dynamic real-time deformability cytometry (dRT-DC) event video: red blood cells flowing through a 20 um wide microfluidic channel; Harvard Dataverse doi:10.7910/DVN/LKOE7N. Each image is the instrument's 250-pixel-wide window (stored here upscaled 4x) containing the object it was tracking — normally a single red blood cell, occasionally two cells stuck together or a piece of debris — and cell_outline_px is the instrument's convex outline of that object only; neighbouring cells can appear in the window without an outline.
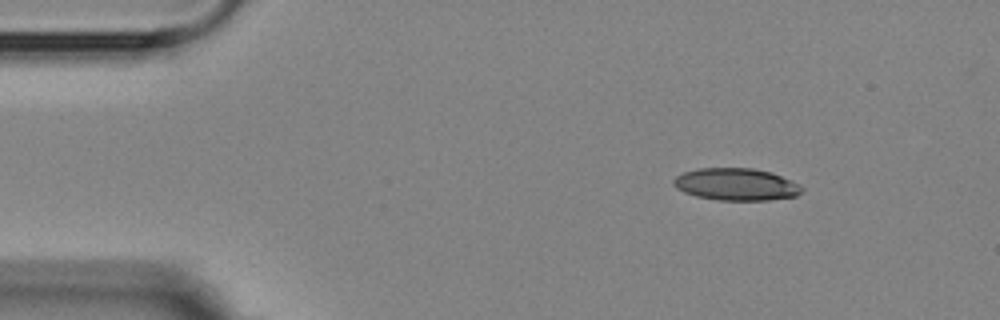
{"species": "Egyptian fruit bat (a non-hibernating species)", "species_latin": "Rousettus aegyptiacus", "temperature_condition": "room temperature", "stored_images_in_passage": 4, "segment_of_instrument_passage": [1, 2], "camera_frame_rate_fps": 3000, "um_per_image_px": 0.085, "animal": {"sex": "female"}, "frame": {"image": 1, "passage_image": 1, "time_ms": 0.0, "image_size_px": [1000, 320], "cell_outline_px": [[804, 192], [796, 196], [768, 200], [720, 200], [696, 196], [684, 192], [676, 188], [672, 184], [672, 180], [676, 176], [684, 172], [696, 168], [752, 168], [772, 172], [800, 184], [804, 188]], "centroid_in_image_um": [62.59, 15.66], "position_along_channel_um": 22.4, "area_um2": 24.28}}